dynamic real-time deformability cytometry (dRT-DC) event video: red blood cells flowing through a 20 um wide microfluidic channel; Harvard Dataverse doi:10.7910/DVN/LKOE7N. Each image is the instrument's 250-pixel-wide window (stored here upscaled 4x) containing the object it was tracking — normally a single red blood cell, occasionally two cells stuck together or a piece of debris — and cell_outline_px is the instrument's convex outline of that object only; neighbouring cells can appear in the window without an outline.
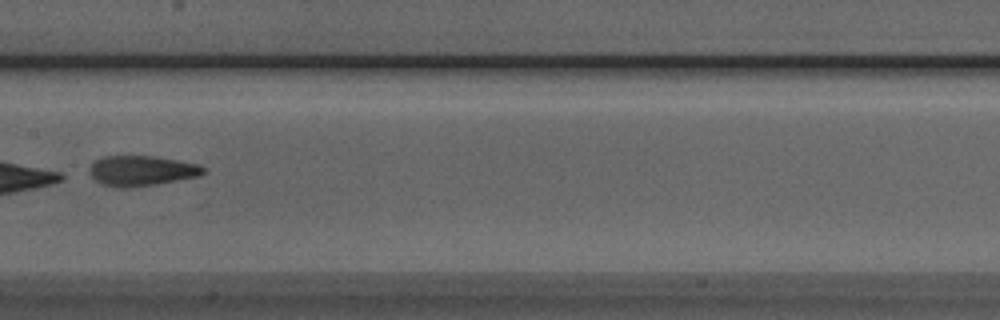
{"species": "Egyptian fruit bat (a non-hibernating species)", "species_latin": "Rousettus aegyptiacus", "temperature_condition": "room temperature", "stored_images_in_passage": 10, "camera_frame_rate_fps": 3000, "um_per_image_px": 0.085, "animal": {"sex": "male"}, "frame": {"image": 1, "passage_image": 7, "time_ms": 2.0, "image_size_px": [1000, 320], "cell_outline_px": [[208, 172], [200, 176], [156, 184], [124, 188], [120, 188], [100, 184], [88, 172], [88, 168], [96, 160], [104, 156], [156, 156], [200, 164], [208, 168]], "centroid_in_image_um": [12.09, 14.51], "position_along_channel_um": 195.3, "area_um2": 20.35}}
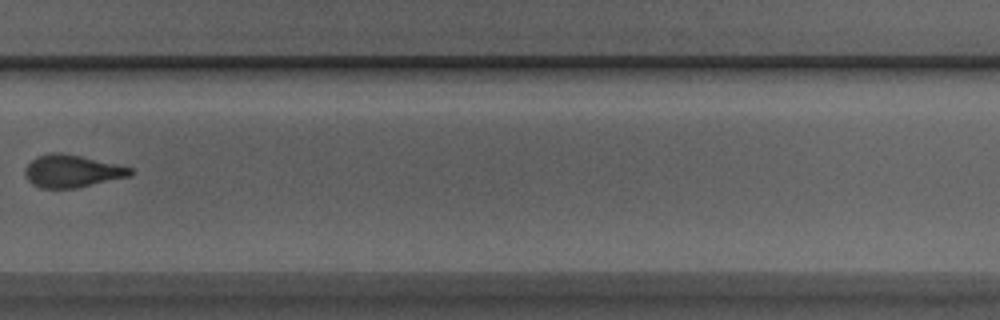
{"frame": {"image": 2, "passage_image": 10, "time_ms": 3.0, "image_size_px": [1000, 320], "cell_outline_px": [[136, 172], [132, 176], [76, 188], [40, 188], [32, 184], [28, 180], [24, 172], [24, 168], [36, 156], [52, 152], [56, 152], [80, 156], [116, 164], [132, 168]], "centroid_in_image_um": [6.13, 14.55], "position_along_channel_um": 323.7, "area_um2": 20.0}}